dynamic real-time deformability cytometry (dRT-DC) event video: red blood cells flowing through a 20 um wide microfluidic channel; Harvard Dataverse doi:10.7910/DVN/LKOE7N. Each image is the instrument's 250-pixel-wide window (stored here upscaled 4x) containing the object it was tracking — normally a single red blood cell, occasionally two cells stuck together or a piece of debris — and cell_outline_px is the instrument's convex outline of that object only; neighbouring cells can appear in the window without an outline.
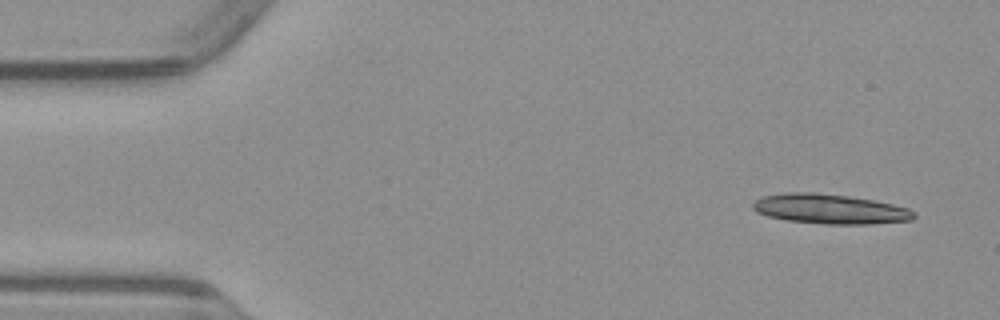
{"species": "common noctule bat (a hibernating species)", "species_latin": "Nyctalus noctula", "temperature_condition": "warm", "stored_images_in_passage": 24, "camera_frame_rate_fps": 3000, "um_per_image_px": 0.085, "animal": {"sex": "male", "body_mass_g": 23.1, "forearm_length_mm": 52.7}, "frame": {"image": 1, "passage_image": 1, "time_ms": 0.0, "image_size_px": [1000, 320], "cell_outline_px": [[916, 216], [912, 220], [872, 224], [824, 224], [784, 220], [768, 216], [756, 212], [752, 208], [752, 204], [756, 200], [764, 196], [784, 192], [816, 192], [848, 196], [872, 200], [892, 204], [908, 208], [916, 212]], "centroid_in_image_um": [70.54, 17.77], "position_along_channel_um": 14.5, "area_um2": 28.09}}
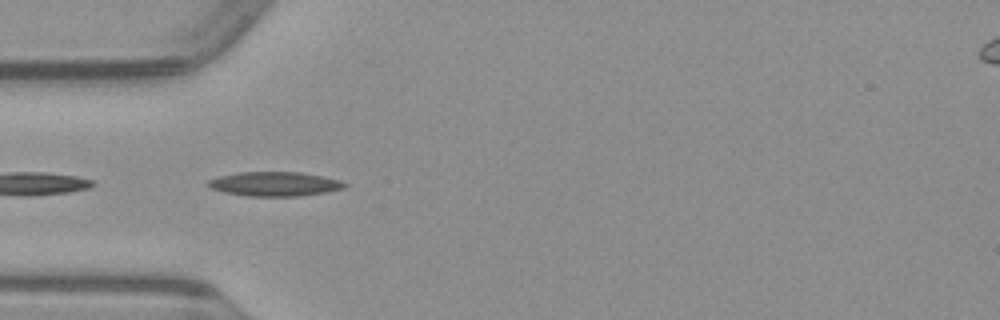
{"frame": {"image": 2, "passage_image": 13, "time_ms": 4.0, "image_size_px": [1000, 320], "cell_outline_px": [[348, 184], [344, 188], [324, 192], [296, 196], [248, 196], [224, 192], [212, 188], [208, 184], [208, 180], [220, 176], [240, 172], [300, 172], [340, 180]], "centroid_in_image_um": [23.35, 15.63], "position_along_channel_um": 61.7, "area_um2": 19.02}}
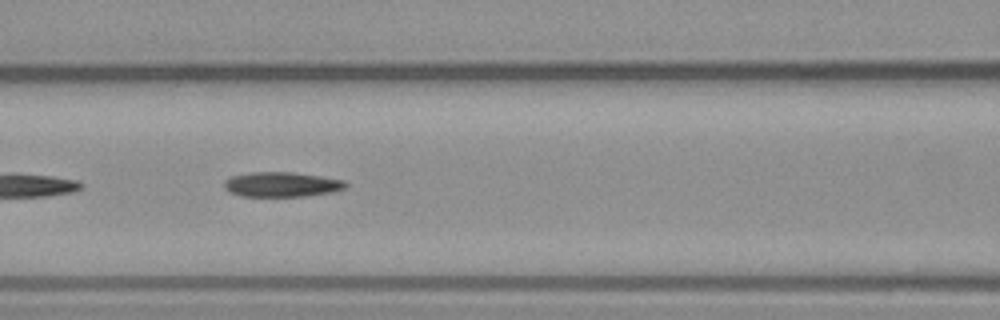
{"frame": {"image": 3, "passage_image": 19, "time_ms": 6.0, "image_size_px": [1000, 320], "cell_outline_px": [[348, 184], [344, 188], [332, 192], [304, 196], [240, 196], [228, 192], [224, 188], [224, 180], [232, 176], [252, 172], [292, 172], [320, 176], [344, 180]], "centroid_in_image_um": [23.91, 15.68], "position_along_channel_um": 142.7, "area_um2": 17.57}}